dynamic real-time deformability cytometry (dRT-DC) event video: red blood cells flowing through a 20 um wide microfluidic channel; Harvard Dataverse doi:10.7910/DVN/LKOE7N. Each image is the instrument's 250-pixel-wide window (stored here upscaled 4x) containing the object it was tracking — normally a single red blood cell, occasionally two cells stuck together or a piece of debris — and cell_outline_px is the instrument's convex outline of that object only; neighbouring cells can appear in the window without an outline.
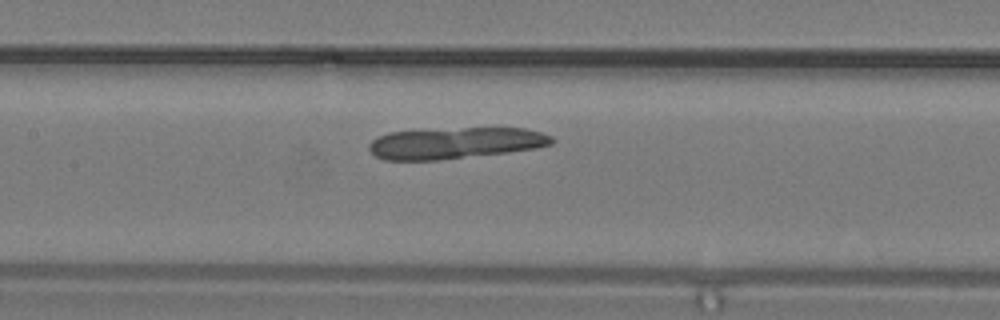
{"species": "common noctule bat (a hibernating species)", "species_latin": "Nyctalus noctula", "temperature_condition": "warm", "stored_images_in_passage": 7, "camera_frame_rate_fps": 3000, "um_per_image_px": 0.085, "animal": {"sex": "male", "body_mass_g": 19.2, "forearm_length_mm": 51.8}, "frame": {"image": 1, "passage_image": 5, "time_ms": 1.333, "image_size_px": [1000, 320], "cell_outline_px": [[556, 140], [552, 144], [536, 148], [508, 152], [440, 160], [384, 160], [376, 156], [368, 148], [368, 144], [376, 136], [388, 132], [464, 128], [524, 128], [540, 132], [552, 136]], "centroid_in_image_um": [38.69, 12.16], "position_along_channel_um": 168.7, "area_um2": 33.41}}
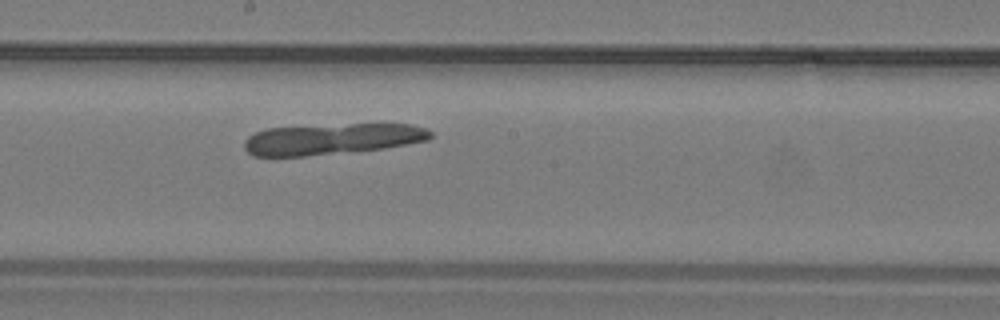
{"frame": {"image": 2, "passage_image": 7, "time_ms": 2.0, "image_size_px": [1000, 320], "cell_outline_px": [[432, 136], [428, 140], [384, 148], [304, 156], [252, 156], [244, 148], [244, 140], [248, 136], [256, 132], [268, 128], [352, 124], [412, 124], [424, 128], [432, 132]], "centroid_in_image_um": [28.2, 11.81], "position_along_channel_um": 220.0, "area_um2": 33.35}}